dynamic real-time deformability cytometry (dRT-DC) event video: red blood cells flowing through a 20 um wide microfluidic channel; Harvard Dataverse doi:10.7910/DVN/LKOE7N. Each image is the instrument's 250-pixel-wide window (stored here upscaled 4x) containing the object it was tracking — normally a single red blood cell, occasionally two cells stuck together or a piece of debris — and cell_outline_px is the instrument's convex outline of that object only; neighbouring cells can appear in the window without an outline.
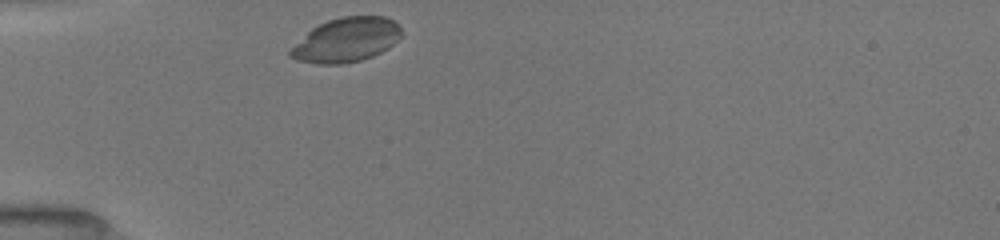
{"species": "common noctule bat (a hibernating species)", "species_latin": "Nyctalus noctula", "temperature_condition": "room temperature", "stored_images_in_passage": 4, "camera_frame_rate_fps": 3000, "um_per_image_px": 0.085, "animal": {"sex": "female", "body_mass_g": 19.5, "forearm_length_mm": 54.1}, "frame": {"image": 1, "passage_image": 1, "time_ms": 0.0, "image_size_px": [1000, 240], "cell_outline_px": [[404, 32], [388, 48], [372, 56], [360, 60], [344, 64], [320, 64], [296, 60], [288, 56], [288, 52], [312, 28], [328, 20], [340, 16], [384, 16], [396, 20]], "centroid_in_image_um": [29.47, 3.38], "position_along_channel_um": 55.5, "area_um2": 28.61}}
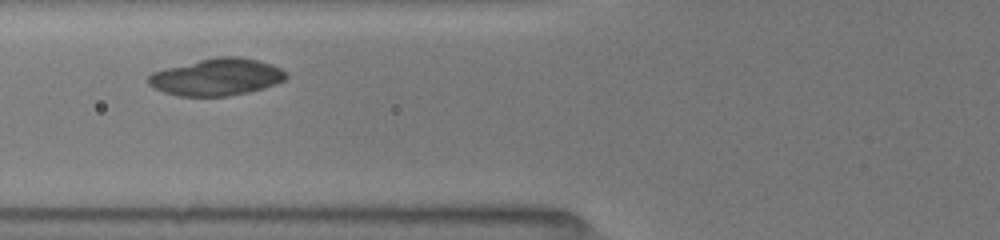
{"frame": {"image": 2, "passage_image": 3, "time_ms": 1.667, "image_size_px": [1000, 240], "cell_outline_px": [[288, 76], [284, 80], [276, 84], [264, 88], [248, 92], [228, 96], [180, 96], [164, 92], [148, 84], [148, 76], [152, 72], [164, 68], [216, 56], [240, 56], [272, 64], [280, 68]], "centroid_in_image_um": [18.42, 6.54], "position_along_channel_um": 107.4, "area_um2": 29.71}}